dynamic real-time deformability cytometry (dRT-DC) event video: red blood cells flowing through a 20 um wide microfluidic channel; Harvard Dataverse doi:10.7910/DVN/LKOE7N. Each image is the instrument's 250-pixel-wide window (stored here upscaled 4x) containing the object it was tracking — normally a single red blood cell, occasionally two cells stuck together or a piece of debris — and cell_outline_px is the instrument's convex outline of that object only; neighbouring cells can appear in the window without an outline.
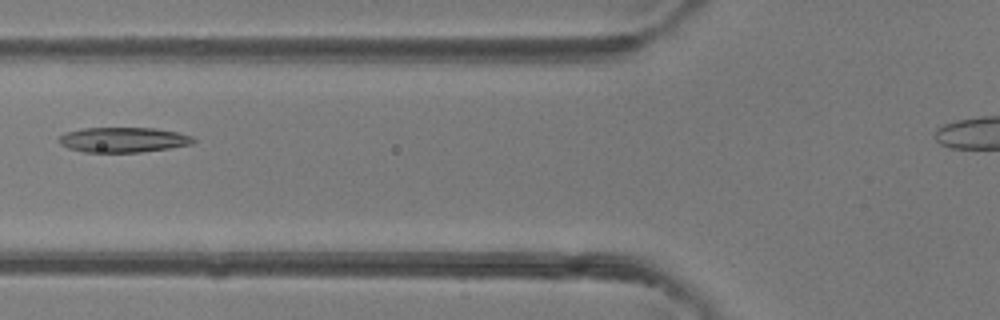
{"species": "common noctule bat (a hibernating species)", "species_latin": "Nyctalus noctula", "temperature_condition": "room temperature", "stored_images_in_passage": 2, "camera_frame_rate_fps": 3000, "um_per_image_px": 0.085, "animal": {"sex": "female"}, "frame": {"image": 1, "passage_image": 2, "time_ms": 2.0, "image_size_px": [1000, 320], "cell_outline_px": [[196, 140], [192, 144], [168, 148], [140, 152], [84, 152], [68, 148], [60, 144], [56, 140], [64, 132], [84, 128], [156, 128], [176, 132], [192, 136]], "centroid_in_image_um": [10.44, 11.88], "position_along_channel_um": 115.4, "area_um2": 19.65}}